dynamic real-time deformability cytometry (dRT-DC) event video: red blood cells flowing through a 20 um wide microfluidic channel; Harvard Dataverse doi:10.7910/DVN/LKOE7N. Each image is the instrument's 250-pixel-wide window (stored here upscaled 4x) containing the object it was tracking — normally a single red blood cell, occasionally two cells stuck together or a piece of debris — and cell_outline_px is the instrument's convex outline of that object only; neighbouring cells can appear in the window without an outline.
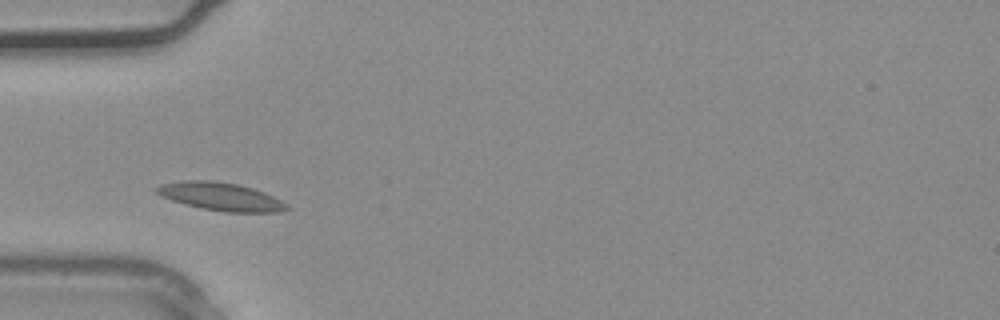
{"species": "common noctule bat (a hibernating species)", "species_latin": "Nyctalus noctula", "temperature_condition": "warm", "stored_images_in_passage": 1, "camera_frame_rate_fps": 3000, "um_per_image_px": 0.085, "animal": {"sex": "male", "body_mass_g": 20.4}, "frame": {"image": 1, "passage_image": 1, "time_ms": 0.0, "image_size_px": [1000, 320], "cell_outline_px": [[292, 208], [276, 212], [224, 212], [184, 204], [160, 196], [156, 192], [156, 188], [160, 184], [184, 180], [212, 180], [236, 184], [252, 188], [264, 192], [288, 204]], "centroid_in_image_um": [18.76, 16.7], "position_along_channel_um": 66.2, "area_um2": 21.15}}